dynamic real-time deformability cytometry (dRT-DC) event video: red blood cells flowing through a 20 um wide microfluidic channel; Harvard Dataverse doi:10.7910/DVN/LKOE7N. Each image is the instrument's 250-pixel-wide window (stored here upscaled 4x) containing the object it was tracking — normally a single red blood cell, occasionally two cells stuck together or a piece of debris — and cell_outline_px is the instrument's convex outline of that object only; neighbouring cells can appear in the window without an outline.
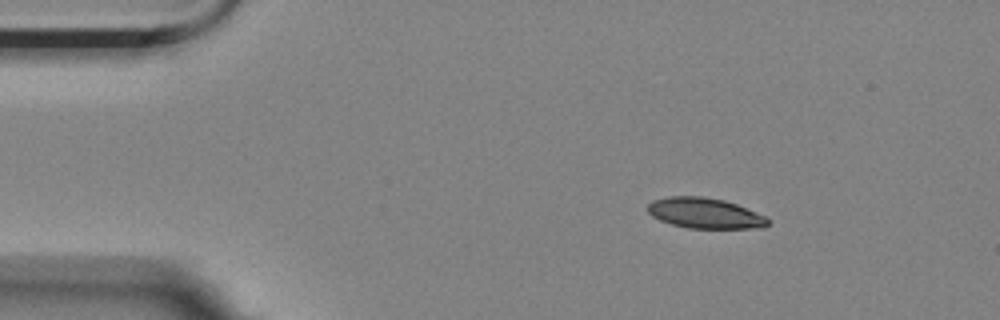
{"species": "Egyptian fruit bat (a non-hibernating species)", "species_latin": "Rousettus aegyptiacus", "temperature_condition": "room temperature", "stored_images_in_passage": 49, "camera_frame_rate_fps": 3000, "um_per_image_px": 0.085, "animal": {"sex": "female"}, "frame": {"image": 1, "passage_image": 1, "time_ms": 0.0, "image_size_px": [1000, 320], "cell_outline_px": [[768, 224], [764, 228], [688, 228], [672, 224], [660, 220], [652, 216], [648, 212], [648, 204], [652, 200], [668, 196], [704, 196], [724, 200], [736, 204], [764, 216], [768, 220]], "centroid_in_image_um": [59.88, 18.11], "position_along_channel_um": 25.1, "area_um2": 21.27}}
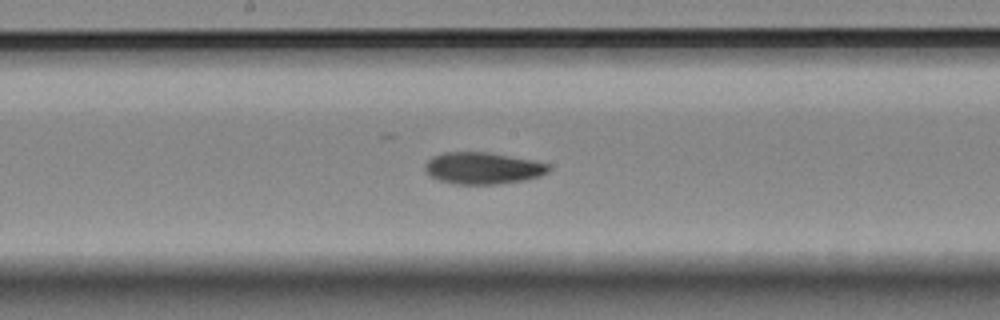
{"frame": {"image": 2, "passage_image": 22, "time_ms": 7.0, "image_size_px": [1000, 320], "cell_outline_px": [[548, 172], [540, 176], [524, 180], [496, 184], [456, 184], [440, 180], [428, 176], [424, 168], [424, 164], [432, 156], [444, 152], [488, 152], [532, 160], [548, 164]], "centroid_in_image_um": [40.99, 14.29], "position_along_channel_um": 207.2, "area_um2": 22.83}}
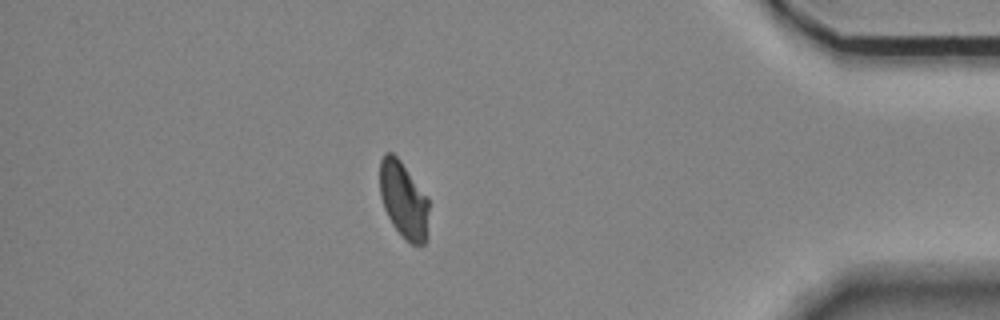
{"frame": {"image": 3, "passage_image": 42, "time_ms": 13.667, "image_size_px": [1000, 320], "cell_outline_px": [[428, 208], [424, 244], [412, 244], [392, 224], [384, 208], [380, 196], [380, 160], [384, 152], [392, 152], [400, 160], [428, 196]], "centroid_in_image_um": [34.28, 16.92], "position_along_channel_um": 400.9, "area_um2": 21.5}, "authors_computed_cell_mechanics": {"area_um2": 22.6576, "velocity_mm_per_s": 3.4926, "shape_relaxation_time_tau1_ms": 6.4464, "shape_relaxation_time_tau2_ms": 2.7386, "deformation_change_tau1": 0.1618, "deformation_change_tau2": 0.0637}}